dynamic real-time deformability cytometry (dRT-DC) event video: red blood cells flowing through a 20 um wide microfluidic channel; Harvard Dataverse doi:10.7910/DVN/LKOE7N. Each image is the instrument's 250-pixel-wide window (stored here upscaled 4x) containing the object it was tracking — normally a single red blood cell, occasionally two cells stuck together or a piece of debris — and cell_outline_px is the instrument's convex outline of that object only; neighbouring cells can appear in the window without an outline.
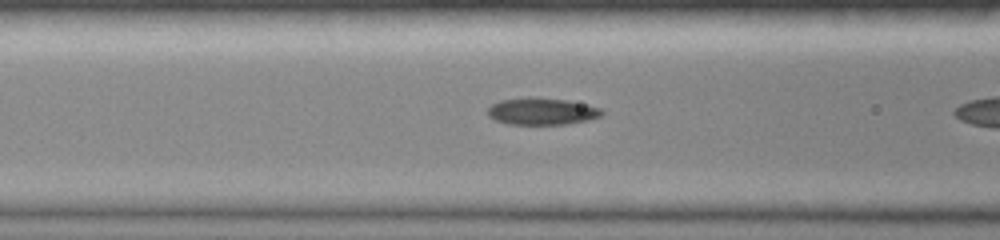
{"species": "common noctule bat (a hibernating species)", "species_latin": "Nyctalus noctula", "temperature_condition": "room temperature", "stored_images_in_passage": 9, "camera_frame_rate_fps": 3000, "um_per_image_px": 0.085, "animal": {"sex": "female", "body_mass_g": 19.0, "forearm_length_mm": 51.5}, "frame": {"image": 1, "passage_image": 8, "time_ms": 2.333, "image_size_px": [1000, 240], "cell_outline_px": [[604, 112], [600, 116], [588, 120], [564, 124], [508, 124], [496, 120], [488, 116], [488, 108], [492, 104], [500, 100], [528, 96], [568, 100], [600, 108]], "centroid_in_image_um": [46.03, 9.45], "position_along_channel_um": 120.6, "area_um2": 17.92}}